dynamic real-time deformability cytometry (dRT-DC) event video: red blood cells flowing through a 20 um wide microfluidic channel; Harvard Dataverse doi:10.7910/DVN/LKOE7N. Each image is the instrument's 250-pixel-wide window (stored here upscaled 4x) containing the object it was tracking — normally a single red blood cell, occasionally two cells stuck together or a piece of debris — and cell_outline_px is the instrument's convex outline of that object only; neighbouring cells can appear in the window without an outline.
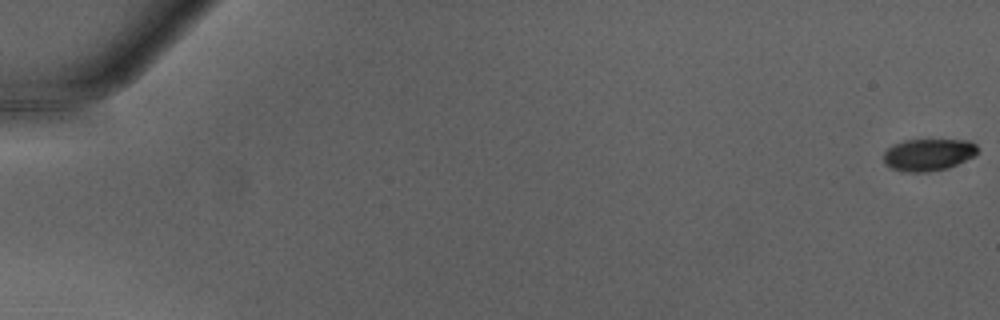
{"species": "Egyptian fruit bat (a non-hibernating species)", "species_latin": "Rousettus aegyptiacus", "temperature_condition": "warm", "stored_images_in_passage": 50, "camera_frame_rate_fps": 3000, "um_per_image_px": 0.085, "animal": {"sex": "male"}, "frame": {"image": 1, "passage_image": 1, "time_ms": 0.0, "image_size_px": [1000, 320], "cell_outline_px": [[980, 148], [976, 156], [948, 168], [928, 172], [904, 172], [892, 168], [884, 164], [884, 152], [892, 144], [904, 140], [968, 140], [976, 144]], "centroid_in_image_um": [78.93, 13.15], "position_along_channel_um": 6.1, "area_um2": 17.86}}
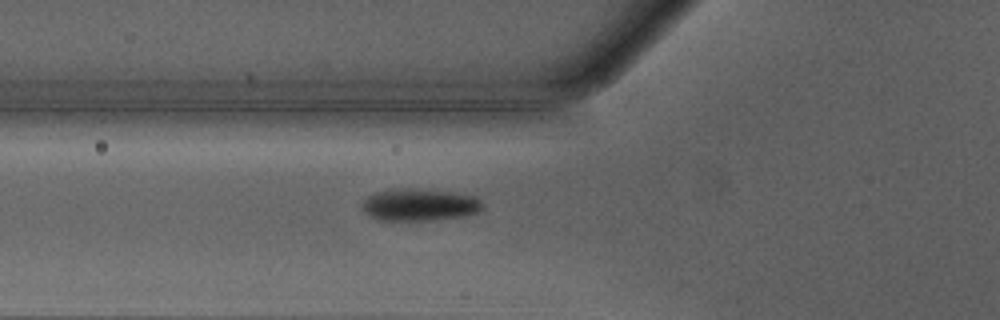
{"frame": {"image": 2, "passage_image": 20, "time_ms": 6.333, "image_size_px": [1000, 320], "cell_outline_px": [[484, 204], [476, 212], [464, 216], [432, 220], [380, 220], [372, 216], [360, 204], [368, 196], [376, 192], [392, 188], [408, 188], [448, 192], [476, 196]], "centroid_in_image_um": [35.66, 17.4], "position_along_channel_um": 90.1, "area_um2": 22.25}}
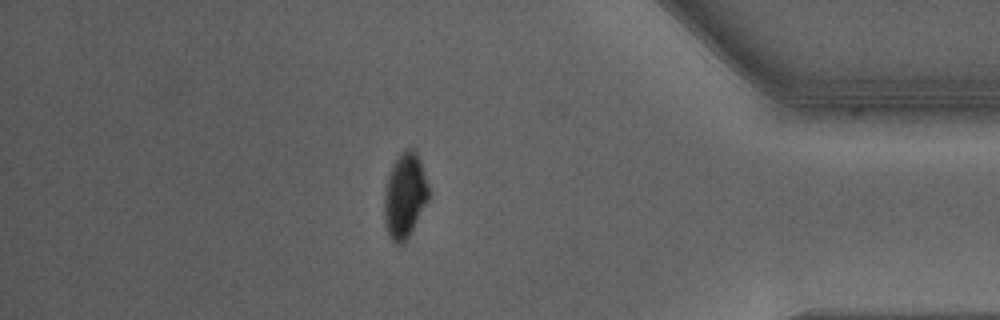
{"frame": {"image": 3, "passage_image": 44, "time_ms": 14.333, "image_size_px": [1000, 320], "cell_outline_px": [[428, 200], [404, 244], [396, 244], [392, 240], [388, 232], [384, 220], [384, 192], [388, 176], [392, 164], [400, 152], [408, 148], [412, 148], [416, 152], [420, 160], [428, 184]], "centroid_in_image_um": [34.39, 16.6], "position_along_channel_um": 400.8, "area_um2": 21.85}, "authors_computed_cell_mechanics": {"area_um2": 21.6172, "velocity_mm_per_s": 4.2793, "shape_relaxation_time_tau1_ms": 4.8464, "shape_relaxation_time_tau2_ms": null, "deformation_change_tau1": 0.1549, "deformation_change_tau2": null}}